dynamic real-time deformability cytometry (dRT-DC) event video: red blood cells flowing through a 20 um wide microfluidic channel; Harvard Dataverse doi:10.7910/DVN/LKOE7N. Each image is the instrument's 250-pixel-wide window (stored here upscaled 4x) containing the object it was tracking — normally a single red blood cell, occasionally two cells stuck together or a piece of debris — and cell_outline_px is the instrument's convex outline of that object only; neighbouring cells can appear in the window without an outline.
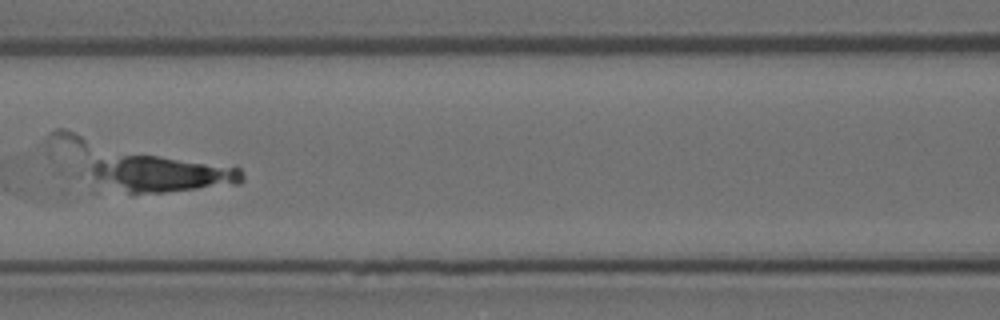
{"species": "Egyptian fruit bat (a non-hibernating species)", "species_latin": "Rousettus aegyptiacus", "temperature_condition": "room temperature", "stored_images_in_passage": 7, "camera_frame_rate_fps": 3000, "um_per_image_px": 0.085, "animal": {"sex": "female"}, "frame": {"image": 1, "passage_image": 4, "time_ms": 1.0, "image_size_px": [1000, 320], "cell_outline_px": [[244, 180], [240, 184], [132, 196], [92, 176], [92, 156], [160, 156], [240, 168], [244, 172]], "centroid_in_image_um": [13.74, 14.81], "position_along_channel_um": 152.9, "area_um2": 32.08}}